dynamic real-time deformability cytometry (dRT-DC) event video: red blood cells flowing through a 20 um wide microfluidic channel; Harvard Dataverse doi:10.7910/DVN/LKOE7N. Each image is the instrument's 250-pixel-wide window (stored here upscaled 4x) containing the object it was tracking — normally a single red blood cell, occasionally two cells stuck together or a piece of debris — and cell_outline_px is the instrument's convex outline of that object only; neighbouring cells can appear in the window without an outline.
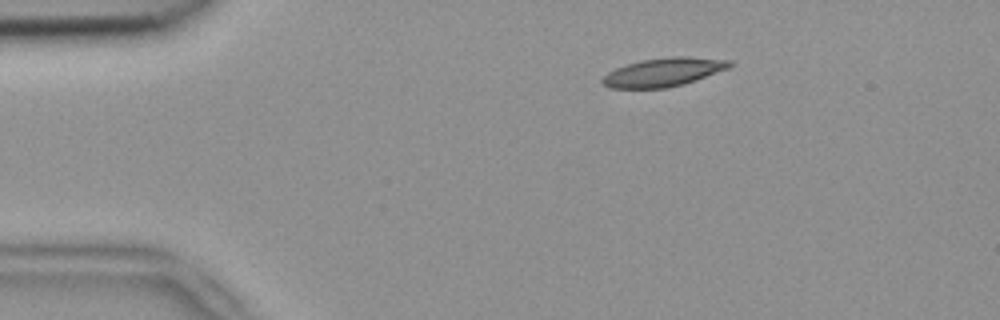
{"species": "common noctule bat (a hibernating species)", "species_latin": "Nyctalus noctula", "temperature_condition": "room temperature", "stored_images_in_passage": 2, "camera_frame_rate_fps": 3000, "um_per_image_px": 0.085, "animal": {"sex": "female", "body_mass_g": 18.4}, "frame": {"image": 1, "passage_image": 1, "time_ms": 0.0, "image_size_px": [1000, 320], "cell_outline_px": [[736, 64], [728, 68], [696, 80], [684, 84], [668, 88], [612, 88], [604, 84], [600, 80], [608, 72], [616, 68], [640, 60], [672, 56], [688, 56], [732, 60]], "centroid_in_image_um": [56.44, 6.12], "position_along_channel_um": 28.6, "area_um2": 21.27}}